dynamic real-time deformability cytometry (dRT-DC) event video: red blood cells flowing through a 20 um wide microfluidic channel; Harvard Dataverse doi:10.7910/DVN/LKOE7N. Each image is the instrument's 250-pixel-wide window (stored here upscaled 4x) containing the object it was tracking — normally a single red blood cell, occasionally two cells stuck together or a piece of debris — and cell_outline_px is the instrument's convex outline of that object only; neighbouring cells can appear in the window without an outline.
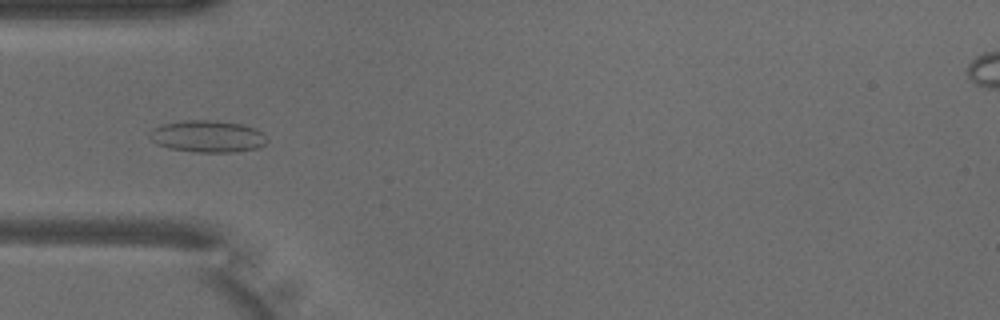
{"species": "common noctule bat (a hibernating species)", "species_latin": "Nyctalus noctula", "temperature_condition": "warm", "stored_images_in_passage": 40, "camera_frame_rate_fps": 3000, "um_per_image_px": 0.085, "animal": {"sex": "male", "body_mass_g": 18.8}, "frame": {"image": 1, "passage_image": 5, "time_ms": 1.333, "image_size_px": [1000, 320], "cell_outline_px": [[268, 140], [264, 144], [256, 148], [236, 152], [192, 152], [168, 148], [156, 144], [148, 136], [148, 132], [152, 128], [160, 124], [184, 120], [216, 120], [240, 124], [256, 128]], "centroid_in_image_um": [17.58, 11.59], "position_along_channel_um": 67.4, "area_um2": 22.02}}
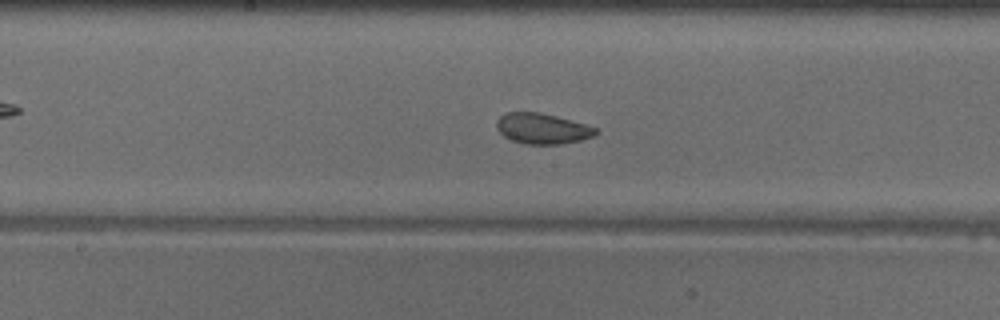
{"frame": {"image": 2, "passage_image": 15, "time_ms": 4.667, "image_size_px": [1000, 320], "cell_outline_px": [[600, 132], [592, 136], [580, 140], [560, 144], [524, 144], [512, 140], [504, 136], [496, 128], [496, 120], [504, 112], [540, 112], [556, 116], [600, 128]], "centroid_in_image_um": [46.1, 10.92], "position_along_channel_um": 202.1, "area_um2": 17.8}}
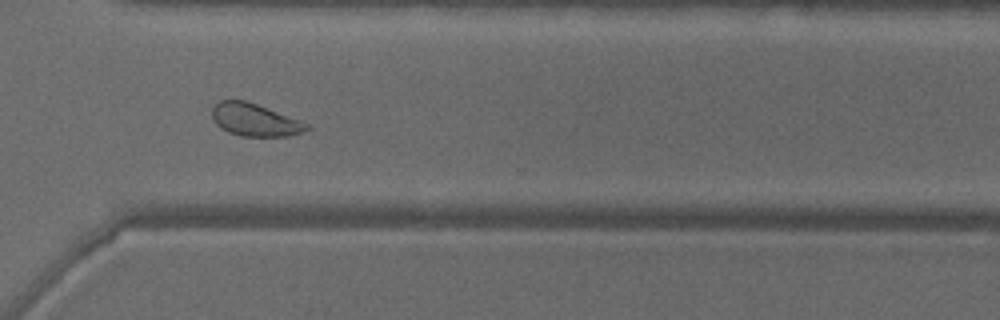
{"frame": {"image": 3, "passage_image": 26, "time_ms": 8.333, "image_size_px": [1000, 320], "cell_outline_px": [[312, 128], [304, 132], [288, 136], [244, 136], [228, 132], [220, 128], [216, 124], [212, 116], [212, 108], [220, 100], [244, 100], [256, 104], [300, 120], [308, 124]], "centroid_in_image_um": [21.67, 10.2], "position_along_channel_um": 348.9, "area_um2": 17.86}, "authors_computed_cell_mechanics": {"area_um2": 18.9584, "velocity_mm_per_s": 4.0108, "shape_relaxation_time_tau1_ms": 4.6141, "shape_relaxation_time_tau2_ms": 1.9885, "deformation_change_tau1": 0.096, "deformation_change_tau2": 0.0673}}